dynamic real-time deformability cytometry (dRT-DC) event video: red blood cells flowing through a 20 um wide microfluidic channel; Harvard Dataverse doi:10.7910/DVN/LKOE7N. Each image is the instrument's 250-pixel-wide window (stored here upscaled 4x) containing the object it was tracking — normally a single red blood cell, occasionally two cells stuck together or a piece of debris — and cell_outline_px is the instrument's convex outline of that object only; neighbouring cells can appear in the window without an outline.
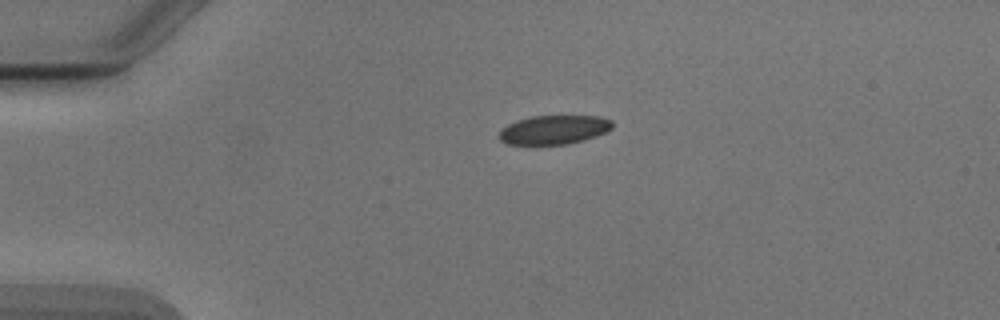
{"species": "Egyptian fruit bat (a non-hibernating species)", "species_latin": "Rousettus aegyptiacus", "temperature_condition": "cold", "stored_images_in_passage": 2, "camera_frame_rate_fps": 3000, "um_per_image_px": 0.085, "animal": {"sex": "male"}, "frame": {"image": 1, "passage_image": 1, "time_ms": 0.0, "image_size_px": [1000, 320], "cell_outline_px": [[612, 128], [596, 136], [584, 140], [564, 144], [508, 144], [500, 140], [500, 132], [508, 124], [516, 120], [532, 116], [600, 116], [612, 120]], "centroid_in_image_um": [47.1, 11.02], "position_along_channel_um": 37.9, "area_um2": 18.9}}